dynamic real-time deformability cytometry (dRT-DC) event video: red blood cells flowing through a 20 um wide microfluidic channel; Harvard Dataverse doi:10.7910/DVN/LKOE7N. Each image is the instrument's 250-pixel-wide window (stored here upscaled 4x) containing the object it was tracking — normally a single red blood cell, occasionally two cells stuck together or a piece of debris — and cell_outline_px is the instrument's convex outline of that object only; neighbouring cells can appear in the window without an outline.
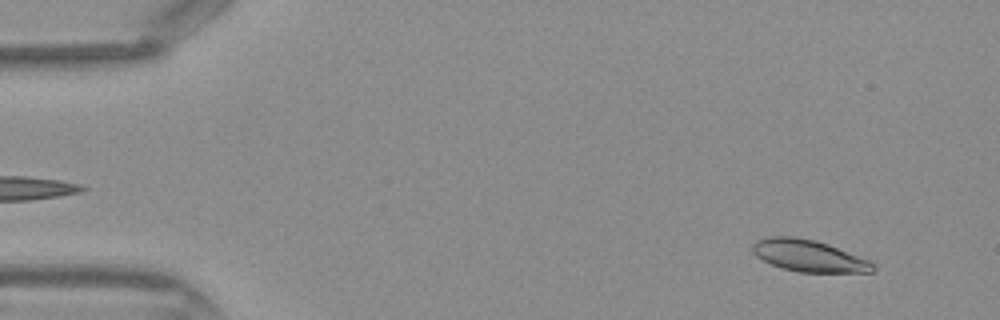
{"species": "Egyptian fruit bat (a non-hibernating species)", "species_latin": "Rousettus aegyptiacus", "temperature_condition": "warm", "stored_images_in_passage": 43, "camera_frame_rate_fps": 3000, "um_per_image_px": 0.085, "frame": {"image": 1, "passage_image": 3, "time_ms": 0.667, "image_size_px": [1000, 320], "cell_outline_px": [[876, 268], [872, 272], [800, 272], [784, 268], [772, 264], [756, 256], [752, 252], [752, 244], [756, 240], [764, 236], [796, 236], [816, 240], [828, 244], [868, 260], [876, 264]], "centroid_in_image_um": [68.72, 21.72], "position_along_channel_um": 16.3, "area_um2": 22.31}}
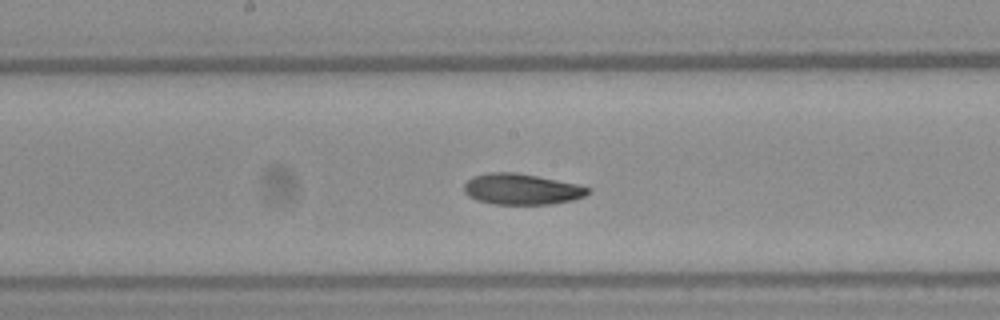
{"frame": {"image": 2, "passage_image": 22, "time_ms": 7.0, "image_size_px": [1000, 320], "cell_outline_px": [[592, 192], [584, 196], [572, 200], [552, 204], [492, 204], [476, 200], [468, 196], [464, 192], [464, 184], [472, 176], [488, 172], [516, 172], [576, 184], [592, 188]], "centroid_in_image_um": [44.32, 16.08], "position_along_channel_um": 203.9, "area_um2": 22.43}}
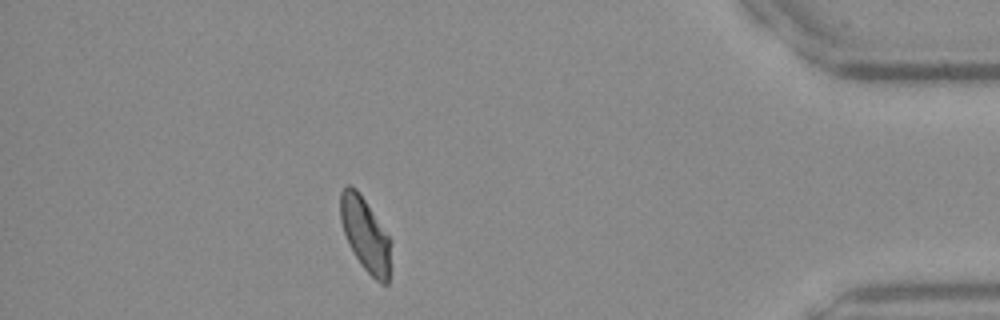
{"frame": {"image": 3, "passage_image": 38, "time_ms": 12.333, "image_size_px": [1000, 320], "cell_outline_px": [[392, 240], [388, 284], [380, 284], [360, 264], [348, 244], [340, 220], [340, 192], [344, 184], [352, 184], [356, 188]], "centroid_in_image_um": [31.05, 19.92], "position_along_channel_um": 404.2, "area_um2": 21.91}}